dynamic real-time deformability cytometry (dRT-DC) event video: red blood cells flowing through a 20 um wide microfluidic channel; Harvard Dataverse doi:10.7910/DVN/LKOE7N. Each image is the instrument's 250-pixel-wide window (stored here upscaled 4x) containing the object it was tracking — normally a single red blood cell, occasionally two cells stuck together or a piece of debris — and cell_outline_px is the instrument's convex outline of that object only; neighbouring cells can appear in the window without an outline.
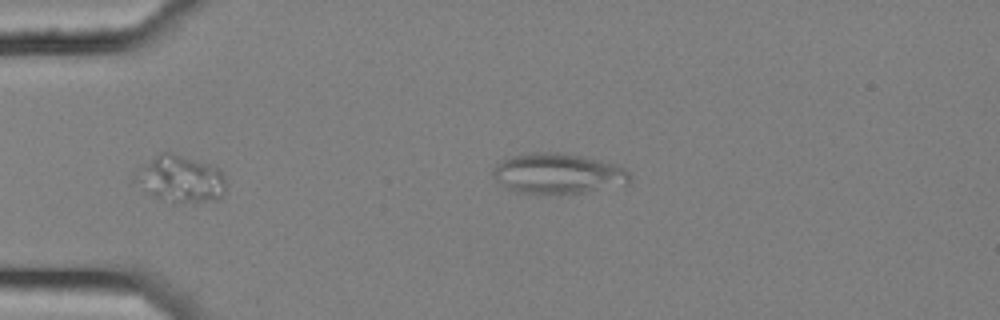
{"species": "common noctule bat (a hibernating species)", "species_latin": "Nyctalus noctula", "temperature_condition": "cold", "stored_images_in_passage": 2, "camera_frame_rate_fps": 3000, "um_per_image_px": 0.085, "animal": {"sex": "female", "body_mass_g": 25.1}, "frame": {"image": 1, "passage_image": 2, "time_ms": 0.333, "image_size_px": [1000, 320], "cell_outline_px": [[632, 180], [628, 184], [588, 192], [516, 192], [508, 188], [496, 180], [492, 176], [492, 172], [496, 164], [512, 156], [532, 152], [556, 152], [580, 156], [600, 160], [616, 164], [624, 168], [632, 176]], "centroid_in_image_um": [47.47, 14.73], "position_along_channel_um": 37.5, "area_um2": 31.79}}